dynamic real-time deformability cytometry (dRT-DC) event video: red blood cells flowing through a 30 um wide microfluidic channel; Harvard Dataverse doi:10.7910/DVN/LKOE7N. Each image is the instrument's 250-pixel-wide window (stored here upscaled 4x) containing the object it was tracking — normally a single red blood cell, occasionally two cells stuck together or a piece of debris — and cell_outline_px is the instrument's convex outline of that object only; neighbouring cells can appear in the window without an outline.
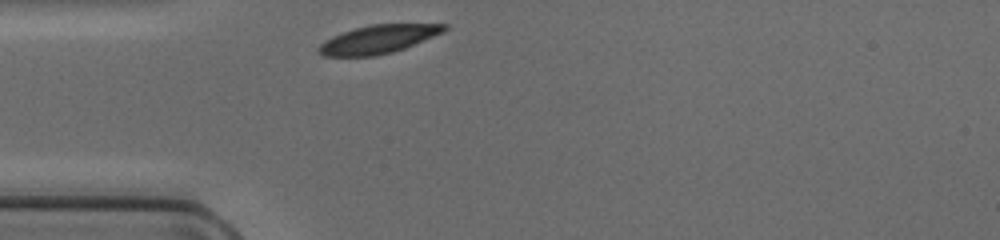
{"species": "common noctule bat (a hibernating species)", "species_latin": "Nyctalus noctula", "temperature_condition": "cold", "stored_images_in_passage": 26, "camera_frame_rate_fps": 3000, "um_per_image_px": 0.085, "animal": {"sex": "female", "body_mass_g": 17.0, "forearm_length_mm": 48.0}, "frame": {"image": 1, "passage_image": 1, "time_ms": 0.0, "image_size_px": [1000, 240], "cell_outline_px": [[448, 28], [444, 32], [404, 48], [392, 52], [372, 56], [324, 56], [316, 52], [316, 48], [324, 40], [332, 36], [356, 28], [372, 24], [448, 24]], "centroid_in_image_um": [32.12, 3.34], "position_along_channel_um": 52.9, "area_um2": 20.63}}
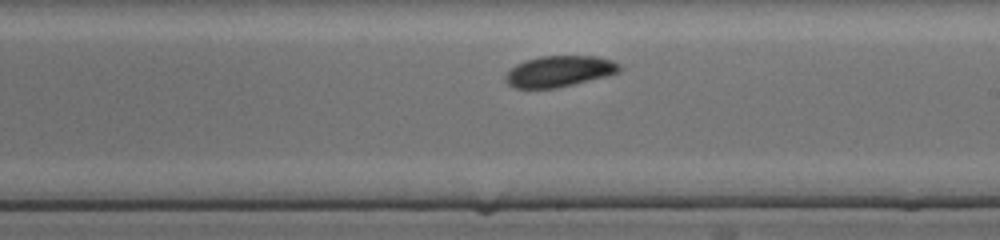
{"frame": {"image": 2, "passage_image": 15, "time_ms": 4.667, "image_size_px": [1000, 240], "cell_outline_px": [[620, 68], [616, 72], [604, 76], [556, 88], [516, 88], [508, 84], [504, 80], [504, 76], [516, 64], [524, 60], [540, 56], [596, 56], [612, 60], [620, 64]], "centroid_in_image_um": [47.48, 6.05], "position_along_channel_um": 241.5, "area_um2": 20.35}}
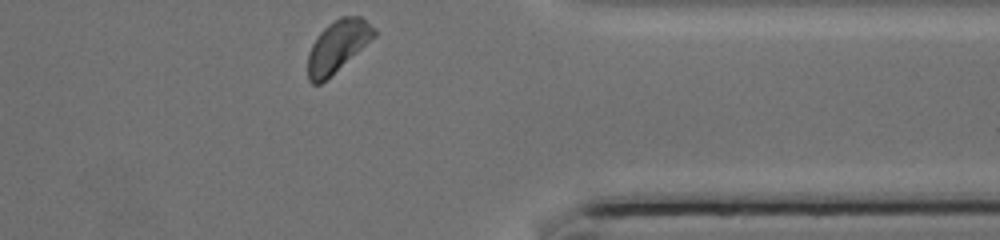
{"frame": {"image": 3, "passage_image": 26, "time_ms": 8.333, "image_size_px": [1000, 240], "cell_outline_px": [[376, 36], [320, 84], [312, 84], [308, 80], [308, 52], [316, 36], [328, 24], [340, 16], [360, 16], [376, 28]], "centroid_in_image_um": [28.69, 3.9], "position_along_channel_um": 382.7, "area_um2": 19.77}}